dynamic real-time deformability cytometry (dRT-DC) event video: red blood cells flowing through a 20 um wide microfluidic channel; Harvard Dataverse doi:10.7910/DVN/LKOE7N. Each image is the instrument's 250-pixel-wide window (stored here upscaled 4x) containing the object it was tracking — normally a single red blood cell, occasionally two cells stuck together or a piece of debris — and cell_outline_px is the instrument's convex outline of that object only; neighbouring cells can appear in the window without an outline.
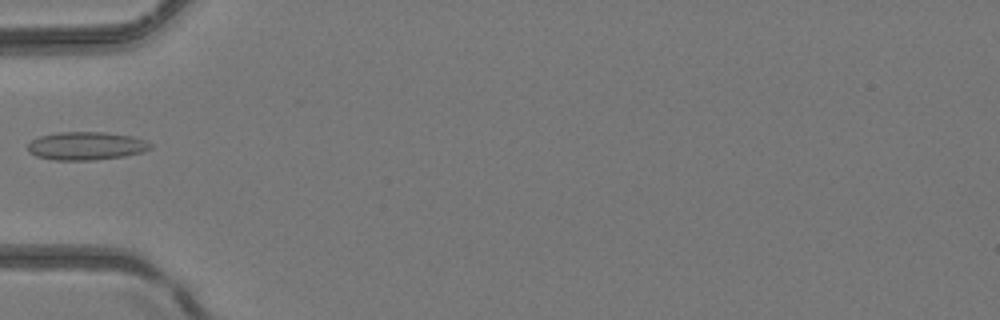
{"species": "common noctule bat (a hibernating species)", "species_latin": "Nyctalus noctula", "temperature_condition": "room temperature", "stored_images_in_passage": 3, "camera_frame_rate_fps": 3000, "um_per_image_px": 0.085, "animal": {"sex": "female", "body_mass_g": 24.6, "forearm_length_mm": 56.2}, "frame": {"image": 1, "passage_image": 3, "time_ms": 2.0, "image_size_px": [1000, 320], "cell_outline_px": [[152, 148], [140, 152], [124, 156], [96, 160], [52, 160], [36, 156], [28, 152], [28, 144], [32, 140], [40, 136], [60, 132], [104, 132], [132, 136], [144, 140], [152, 144]], "centroid_in_image_um": [7.31, 12.41], "position_along_channel_um": 77.7, "area_um2": 20.11}}